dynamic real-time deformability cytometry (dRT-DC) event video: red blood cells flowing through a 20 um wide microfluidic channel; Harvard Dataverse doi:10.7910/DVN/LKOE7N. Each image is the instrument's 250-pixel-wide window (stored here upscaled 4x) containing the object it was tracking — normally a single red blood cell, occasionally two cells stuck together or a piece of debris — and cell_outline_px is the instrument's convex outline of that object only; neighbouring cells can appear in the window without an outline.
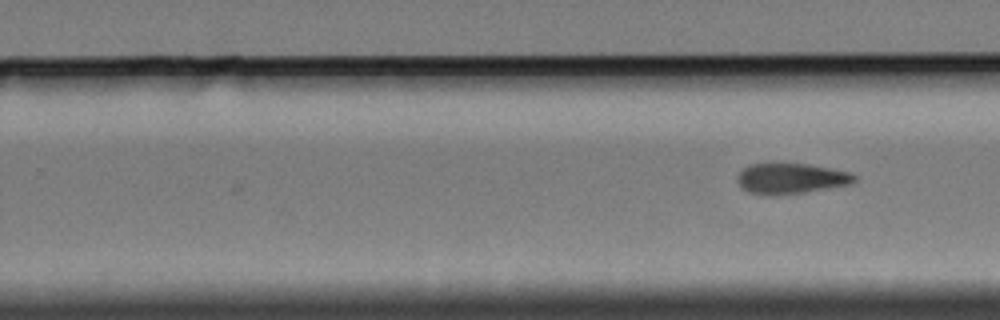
{"species": "Egyptian fruit bat (a non-hibernating species)", "species_latin": "Rousettus aegyptiacus", "temperature_condition": "cold", "stored_images_in_passage": 11, "segment_of_instrument_passage": [2, 2], "camera_frame_rate_fps": 3000, "um_per_image_px": 0.085, "animal": {"sex": "female"}, "frame": {"image": 1, "passage_image": 11, "time_ms": 12.667, "image_size_px": [1000, 320], "cell_outline_px": [[856, 180], [852, 184], [804, 192], [772, 196], [748, 192], [736, 180], [740, 172], [744, 168], [752, 164], [808, 164], [848, 172], [856, 176]], "centroid_in_image_um": [67.24, 15.18], "position_along_channel_um": 262.6, "area_um2": 20.52}}